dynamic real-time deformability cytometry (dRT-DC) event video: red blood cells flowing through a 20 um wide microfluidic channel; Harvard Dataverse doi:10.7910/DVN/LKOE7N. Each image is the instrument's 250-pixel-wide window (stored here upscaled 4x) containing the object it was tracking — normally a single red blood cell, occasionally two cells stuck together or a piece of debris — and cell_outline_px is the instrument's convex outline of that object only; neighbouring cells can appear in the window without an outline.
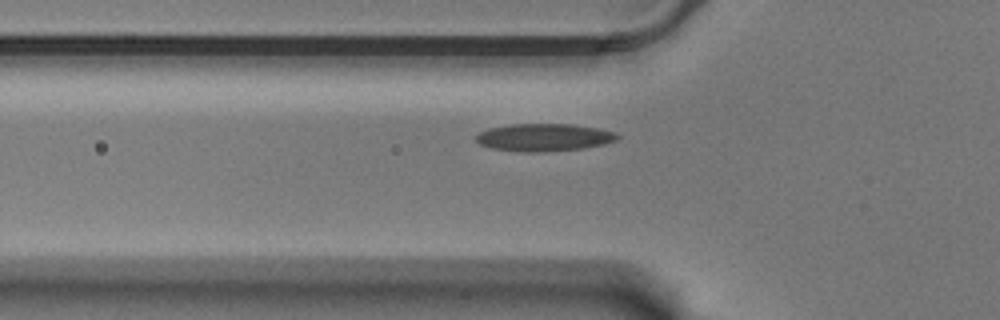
{"species": "Egyptian fruit bat (a non-hibernating species)", "species_latin": "Rousettus aegyptiacus", "temperature_condition": "warm", "stored_images_in_passage": 43, "camera_frame_rate_fps": 3000, "um_per_image_px": 0.085, "animal": {"sex": "male"}, "frame": {"image": 1, "passage_image": 6, "time_ms": 1.667, "image_size_px": [1000, 320], "cell_outline_px": [[620, 136], [616, 140], [604, 144], [584, 148], [544, 152], [524, 152], [492, 148], [480, 144], [476, 140], [476, 136], [480, 132], [488, 128], [512, 124], [572, 124], [596, 128], [616, 132]], "centroid_in_image_um": [46.25, 11.68], "position_along_channel_um": 79.5, "area_um2": 22.66}}
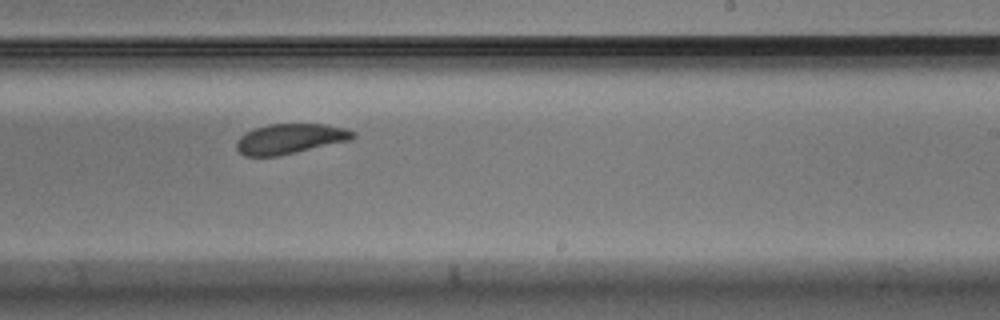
{"frame": {"image": 2, "passage_image": 22, "time_ms": 7.0, "image_size_px": [1000, 320], "cell_outline_px": [[356, 136], [352, 140], [276, 156], [244, 156], [236, 148], [236, 140], [244, 132], [268, 124], [324, 124], [344, 128], [356, 132]], "centroid_in_image_um": [24.65, 11.79], "position_along_channel_um": 264.3, "area_um2": 20.4}}
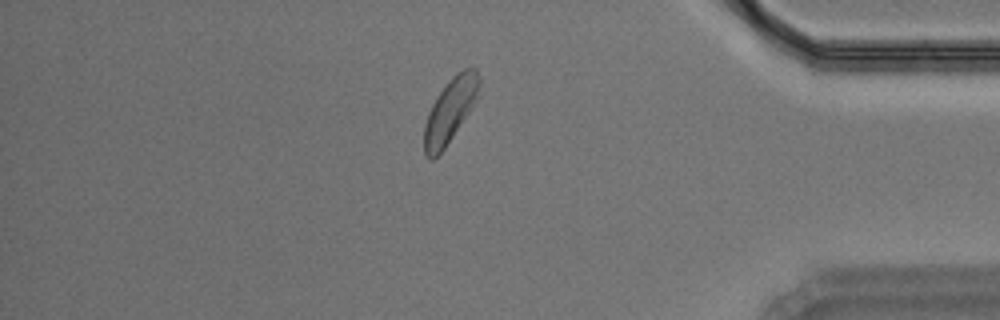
{"frame": {"image": 3, "passage_image": 36, "time_ms": 11.667, "image_size_px": [1000, 320], "cell_outline_px": [[480, 96], [444, 148], [432, 160], [428, 160], [424, 156], [424, 124], [428, 112], [436, 96], [448, 80], [456, 72], [464, 68], [476, 68], [480, 80]], "centroid_in_image_um": [38.26, 9.36], "position_along_channel_um": 396.9, "area_um2": 20.75}}